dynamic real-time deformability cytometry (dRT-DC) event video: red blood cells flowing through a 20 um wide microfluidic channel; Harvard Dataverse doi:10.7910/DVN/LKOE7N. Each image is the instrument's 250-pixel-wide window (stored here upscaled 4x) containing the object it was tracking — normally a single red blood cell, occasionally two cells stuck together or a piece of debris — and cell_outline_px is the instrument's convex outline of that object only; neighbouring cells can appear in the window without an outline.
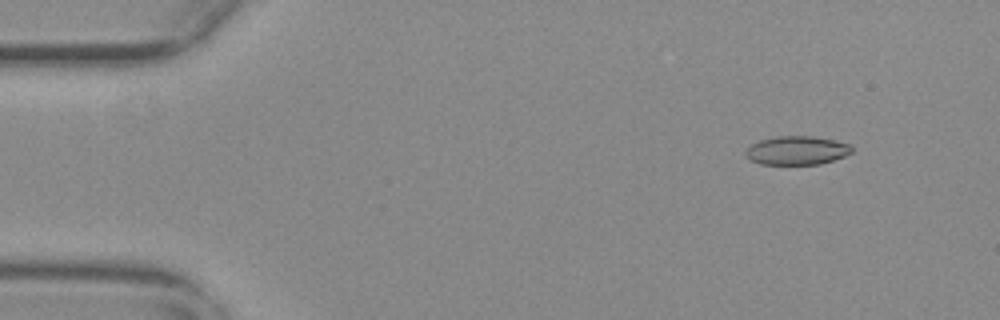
{"species": "common noctule bat (a hibernating species)", "species_latin": "Nyctalus noctula", "temperature_condition": "warm", "stored_images_in_passage": 49, "camera_frame_rate_fps": 3000, "um_per_image_px": 0.085, "animal": {"sex": "female", "body_mass_g": 29.2, "forearm_length_mm": 56.3}, "frame": {"image": 1, "passage_image": 6, "time_ms": 1.667, "image_size_px": [1000, 320], "cell_outline_px": [[852, 152], [844, 156], [820, 164], [760, 164], [752, 160], [744, 152], [752, 144], [760, 140], [776, 136], [812, 136], [832, 140], [848, 144], [852, 148]], "centroid_in_image_um": [67.72, 12.78], "position_along_channel_um": 17.3, "area_um2": 17.46}}
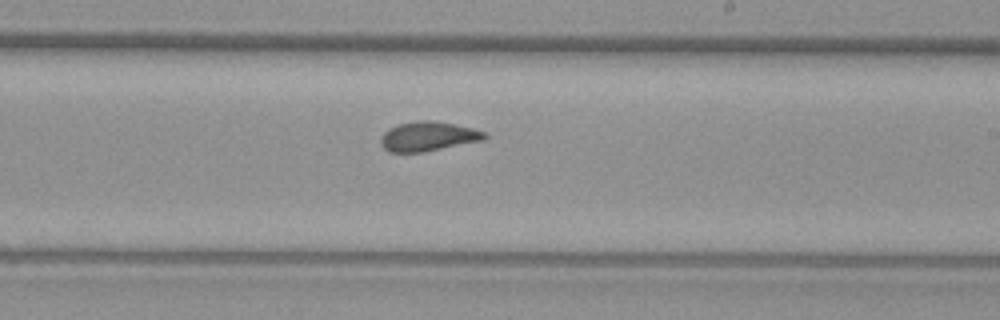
{"frame": {"image": 2, "passage_image": 27, "time_ms": 8.667, "image_size_px": [1000, 320], "cell_outline_px": [[488, 136], [484, 140], [424, 152], [388, 152], [380, 144], [380, 140], [384, 132], [388, 128], [396, 124], [416, 120], [428, 120], [452, 124], [472, 128], [488, 132]], "centroid_in_image_um": [36.38, 11.59], "position_along_channel_um": 252.6, "area_um2": 17.98}}
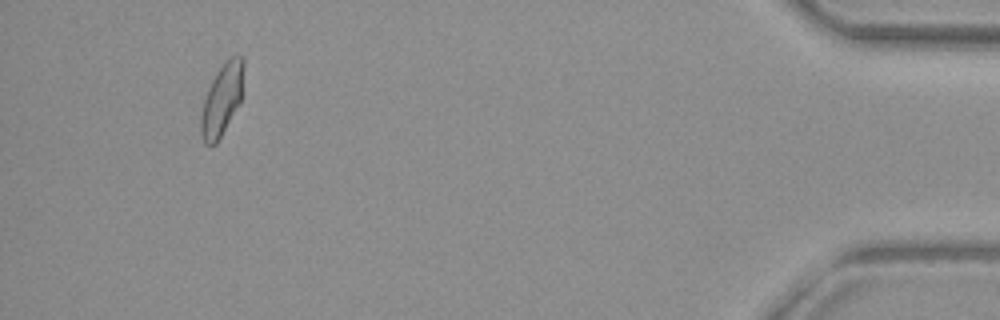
{"frame": {"image": 3, "passage_image": 46, "time_ms": 15.0, "image_size_px": [1000, 320], "cell_outline_px": [[244, 68], [240, 100], [216, 144], [204, 144], [200, 132], [200, 116], [204, 100], [208, 88], [216, 72], [232, 56], [244, 56]], "centroid_in_image_um": [18.84, 8.46], "position_along_channel_um": 416.4, "area_um2": 17.34}, "authors_computed_cell_mechanics": {"area_um2": 17.8024, "velocity_mm_per_s": 3.7624, "shape_relaxation_time_tau1_ms": 9.6978, "shape_relaxation_time_tau2_ms": 1.4696, "deformation_change_tau1": 0.2098, "deformation_change_tau2": 0.0799}}